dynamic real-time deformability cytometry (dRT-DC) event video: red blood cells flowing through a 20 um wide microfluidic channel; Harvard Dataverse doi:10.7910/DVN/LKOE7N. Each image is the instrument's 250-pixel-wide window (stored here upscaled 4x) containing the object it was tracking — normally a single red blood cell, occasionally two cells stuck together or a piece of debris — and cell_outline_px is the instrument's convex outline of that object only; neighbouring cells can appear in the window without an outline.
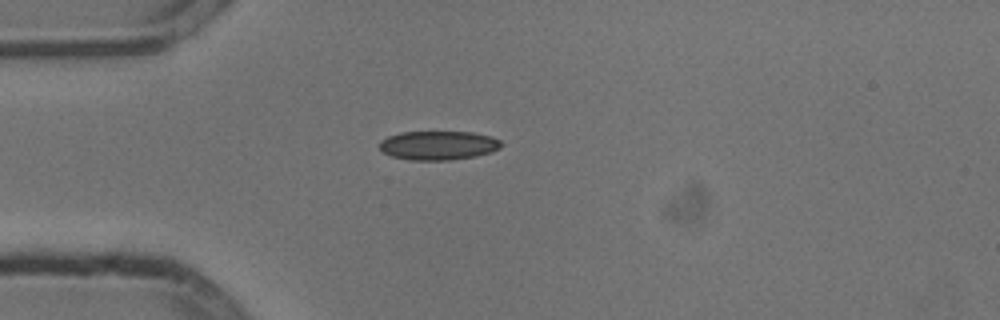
{"species": "common noctule bat (a hibernating species)", "species_latin": "Nyctalus noctula", "temperature_condition": "cold", "stored_images_in_passage": 7, "camera_frame_rate_fps": 3000, "um_per_image_px": 0.085, "animal": {"sex": "male", "body_mass_g": 13.3}, "frame": {"image": 1, "passage_image": 1, "time_ms": 0.0, "image_size_px": [1000, 320], "cell_outline_px": [[504, 144], [500, 148], [492, 152], [476, 156], [448, 160], [408, 160], [392, 156], [384, 152], [376, 144], [380, 140], [388, 136], [400, 132], [472, 132], [492, 136], [500, 140]], "centroid_in_image_um": [37.26, 12.35], "position_along_channel_um": 47.7, "area_um2": 20.81}}
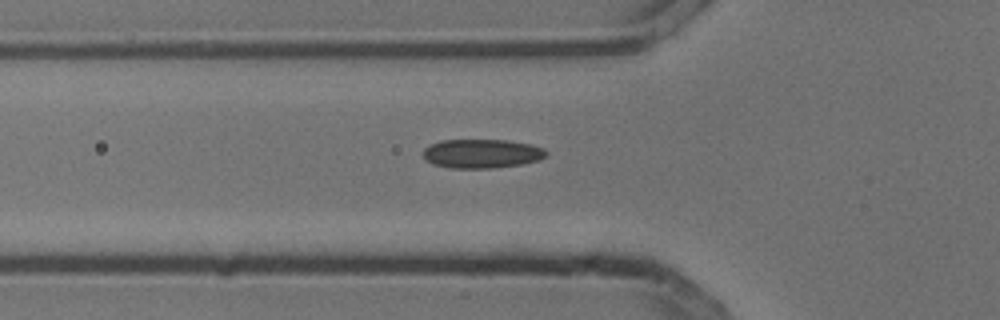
{"frame": {"image": 2, "passage_image": 5, "time_ms": 1.333, "image_size_px": [1000, 320], "cell_outline_px": [[548, 156], [540, 160], [524, 164], [492, 168], [452, 168], [432, 164], [424, 156], [424, 148], [428, 144], [440, 140], [508, 140], [532, 144], [544, 148], [548, 152]], "centroid_in_image_um": [41.0, 13.05], "position_along_channel_um": 84.8, "area_um2": 21.1}}